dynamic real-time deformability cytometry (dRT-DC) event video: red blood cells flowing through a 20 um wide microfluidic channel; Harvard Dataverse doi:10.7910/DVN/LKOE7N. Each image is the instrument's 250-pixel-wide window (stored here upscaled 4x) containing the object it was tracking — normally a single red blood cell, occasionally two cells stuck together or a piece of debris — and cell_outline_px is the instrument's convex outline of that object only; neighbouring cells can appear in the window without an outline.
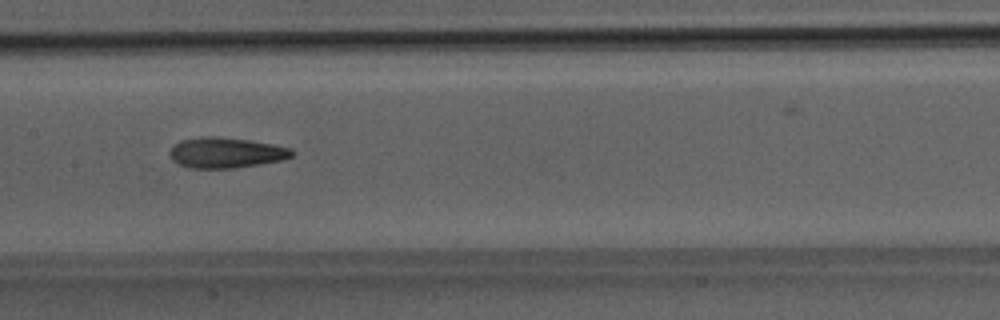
{"species": "Egyptian fruit bat (a non-hibernating species)", "species_latin": "Rousettus aegyptiacus", "temperature_condition": "room temperature", "stored_images_in_passage": 37, "camera_frame_rate_fps": 3000, "um_per_image_px": 0.085, "animal": {"sex": "male"}, "frame": {"image": 1, "passage_image": 11, "time_ms": 3.333, "image_size_px": [1000, 320], "cell_outline_px": [[296, 152], [292, 156], [280, 160], [260, 164], [236, 168], [192, 168], [180, 164], [172, 160], [168, 152], [180, 140], [204, 136], [216, 136], [248, 140], [272, 144], [292, 148]], "centroid_in_image_um": [19.22, 12.97], "position_along_channel_um": 188.2, "area_um2": 21.68}}
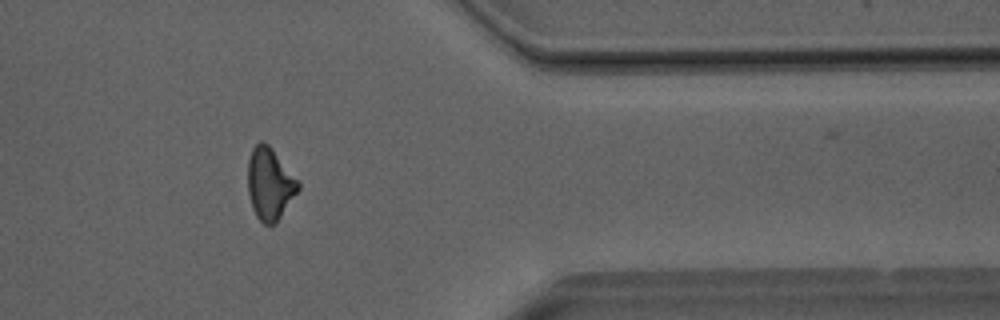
{"frame": {"image": 2, "passage_image": 27, "time_ms": 8.667, "image_size_px": [1000, 320], "cell_outline_px": [[300, 188], [276, 224], [264, 224], [256, 216], [252, 208], [248, 192], [248, 160], [252, 148], [260, 140], [264, 140], [268, 144], [300, 180]], "centroid_in_image_um": [22.94, 15.61], "position_along_channel_um": 388.5, "area_um2": 21.39}}
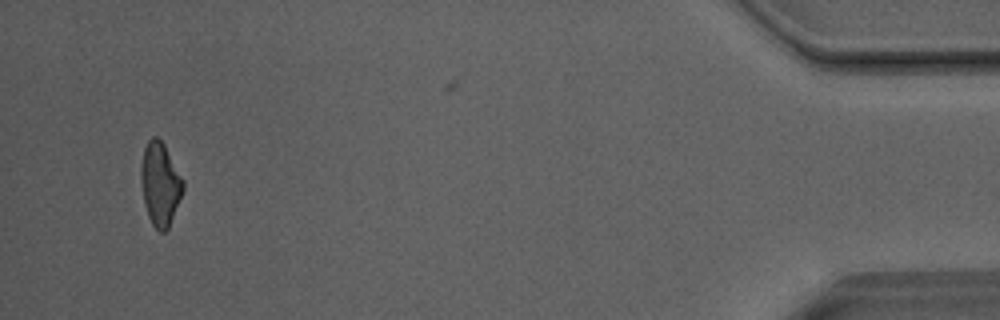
{"frame": {"image": 3, "passage_image": 34, "time_ms": 11.0, "image_size_px": [1000, 320], "cell_outline_px": [[184, 188], [168, 228], [164, 232], [160, 232], [152, 224], [148, 216], [144, 204], [140, 180], [140, 164], [144, 148], [148, 140], [152, 136], [156, 136], [164, 144], [184, 180]], "centroid_in_image_um": [13.59, 15.61], "position_along_channel_um": 421.6, "area_um2": 20.46}, "authors_computed_cell_mechanics": {"area_um2": 21.1548, "velocity_mm_per_s": 4.0813, "shape_relaxation_time_tau1_ms": 9.815, "shape_relaxation_time_tau2_ms": 3.2426, "deformation_change_tau1": 0.2427, "deformation_change_tau2": 0.1292}}